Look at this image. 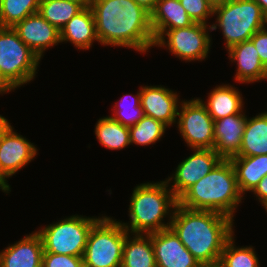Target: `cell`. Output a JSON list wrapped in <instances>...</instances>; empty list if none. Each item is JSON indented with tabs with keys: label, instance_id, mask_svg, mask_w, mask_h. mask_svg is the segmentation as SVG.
I'll return each instance as SVG.
<instances>
[{
	"label": "cell",
	"instance_id": "2",
	"mask_svg": "<svg viewBox=\"0 0 267 267\" xmlns=\"http://www.w3.org/2000/svg\"><path fill=\"white\" fill-rule=\"evenodd\" d=\"M170 228L200 265L220 261L226 242L234 236L233 219L213 211L177 204Z\"/></svg>",
	"mask_w": 267,
	"mask_h": 267
},
{
	"label": "cell",
	"instance_id": "28",
	"mask_svg": "<svg viewBox=\"0 0 267 267\" xmlns=\"http://www.w3.org/2000/svg\"><path fill=\"white\" fill-rule=\"evenodd\" d=\"M167 127L163 122L144 115L134 126L129 127L130 143L143 146L154 144L164 135Z\"/></svg>",
	"mask_w": 267,
	"mask_h": 267
},
{
	"label": "cell",
	"instance_id": "36",
	"mask_svg": "<svg viewBox=\"0 0 267 267\" xmlns=\"http://www.w3.org/2000/svg\"><path fill=\"white\" fill-rule=\"evenodd\" d=\"M11 124L8 122V120L0 115V140L3 136V134L9 129Z\"/></svg>",
	"mask_w": 267,
	"mask_h": 267
},
{
	"label": "cell",
	"instance_id": "20",
	"mask_svg": "<svg viewBox=\"0 0 267 267\" xmlns=\"http://www.w3.org/2000/svg\"><path fill=\"white\" fill-rule=\"evenodd\" d=\"M150 23L156 38L164 30L188 27L194 21L179 0H159L150 13Z\"/></svg>",
	"mask_w": 267,
	"mask_h": 267
},
{
	"label": "cell",
	"instance_id": "27",
	"mask_svg": "<svg viewBox=\"0 0 267 267\" xmlns=\"http://www.w3.org/2000/svg\"><path fill=\"white\" fill-rule=\"evenodd\" d=\"M41 0H0V27H14L38 12Z\"/></svg>",
	"mask_w": 267,
	"mask_h": 267
},
{
	"label": "cell",
	"instance_id": "1",
	"mask_svg": "<svg viewBox=\"0 0 267 267\" xmlns=\"http://www.w3.org/2000/svg\"><path fill=\"white\" fill-rule=\"evenodd\" d=\"M96 34L101 45L145 53L155 46L150 13L134 0H92Z\"/></svg>",
	"mask_w": 267,
	"mask_h": 267
},
{
	"label": "cell",
	"instance_id": "22",
	"mask_svg": "<svg viewBox=\"0 0 267 267\" xmlns=\"http://www.w3.org/2000/svg\"><path fill=\"white\" fill-rule=\"evenodd\" d=\"M232 163L240 193L253 191L267 175V155L232 157Z\"/></svg>",
	"mask_w": 267,
	"mask_h": 267
},
{
	"label": "cell",
	"instance_id": "13",
	"mask_svg": "<svg viewBox=\"0 0 267 267\" xmlns=\"http://www.w3.org/2000/svg\"><path fill=\"white\" fill-rule=\"evenodd\" d=\"M149 235L157 267H200L199 262L171 228Z\"/></svg>",
	"mask_w": 267,
	"mask_h": 267
},
{
	"label": "cell",
	"instance_id": "18",
	"mask_svg": "<svg viewBox=\"0 0 267 267\" xmlns=\"http://www.w3.org/2000/svg\"><path fill=\"white\" fill-rule=\"evenodd\" d=\"M231 62H237L235 80L254 83L267 79V69L260 61L258 52L251 40L236 44L228 49Z\"/></svg>",
	"mask_w": 267,
	"mask_h": 267
},
{
	"label": "cell",
	"instance_id": "43",
	"mask_svg": "<svg viewBox=\"0 0 267 267\" xmlns=\"http://www.w3.org/2000/svg\"><path fill=\"white\" fill-rule=\"evenodd\" d=\"M263 206H264V208H265V210L267 212V202Z\"/></svg>",
	"mask_w": 267,
	"mask_h": 267
},
{
	"label": "cell",
	"instance_id": "37",
	"mask_svg": "<svg viewBox=\"0 0 267 267\" xmlns=\"http://www.w3.org/2000/svg\"><path fill=\"white\" fill-rule=\"evenodd\" d=\"M209 5L214 9L218 6L224 5L229 0H206Z\"/></svg>",
	"mask_w": 267,
	"mask_h": 267
},
{
	"label": "cell",
	"instance_id": "15",
	"mask_svg": "<svg viewBox=\"0 0 267 267\" xmlns=\"http://www.w3.org/2000/svg\"><path fill=\"white\" fill-rule=\"evenodd\" d=\"M178 94L163 86H142L140 104L143 114L171 126L177 120Z\"/></svg>",
	"mask_w": 267,
	"mask_h": 267
},
{
	"label": "cell",
	"instance_id": "16",
	"mask_svg": "<svg viewBox=\"0 0 267 267\" xmlns=\"http://www.w3.org/2000/svg\"><path fill=\"white\" fill-rule=\"evenodd\" d=\"M246 119L244 113H238L214 120L213 150L222 159H230L239 153Z\"/></svg>",
	"mask_w": 267,
	"mask_h": 267
},
{
	"label": "cell",
	"instance_id": "23",
	"mask_svg": "<svg viewBox=\"0 0 267 267\" xmlns=\"http://www.w3.org/2000/svg\"><path fill=\"white\" fill-rule=\"evenodd\" d=\"M267 155V112L246 119L241 148L234 157Z\"/></svg>",
	"mask_w": 267,
	"mask_h": 267
},
{
	"label": "cell",
	"instance_id": "4",
	"mask_svg": "<svg viewBox=\"0 0 267 267\" xmlns=\"http://www.w3.org/2000/svg\"><path fill=\"white\" fill-rule=\"evenodd\" d=\"M168 187L165 180L142 183L134 188L129 205L130 224L121 223L128 233L150 234L170 228L178 199ZM166 214H170V221L165 224L162 221Z\"/></svg>",
	"mask_w": 267,
	"mask_h": 267
},
{
	"label": "cell",
	"instance_id": "34",
	"mask_svg": "<svg viewBox=\"0 0 267 267\" xmlns=\"http://www.w3.org/2000/svg\"><path fill=\"white\" fill-rule=\"evenodd\" d=\"M252 192L257 196L262 206L267 202V175L258 183Z\"/></svg>",
	"mask_w": 267,
	"mask_h": 267
},
{
	"label": "cell",
	"instance_id": "19",
	"mask_svg": "<svg viewBox=\"0 0 267 267\" xmlns=\"http://www.w3.org/2000/svg\"><path fill=\"white\" fill-rule=\"evenodd\" d=\"M95 40L99 42L90 6L83 8L60 30V42L69 41L78 49H90Z\"/></svg>",
	"mask_w": 267,
	"mask_h": 267
},
{
	"label": "cell",
	"instance_id": "39",
	"mask_svg": "<svg viewBox=\"0 0 267 267\" xmlns=\"http://www.w3.org/2000/svg\"><path fill=\"white\" fill-rule=\"evenodd\" d=\"M80 4L83 8L90 6L92 0H68Z\"/></svg>",
	"mask_w": 267,
	"mask_h": 267
},
{
	"label": "cell",
	"instance_id": "3",
	"mask_svg": "<svg viewBox=\"0 0 267 267\" xmlns=\"http://www.w3.org/2000/svg\"><path fill=\"white\" fill-rule=\"evenodd\" d=\"M242 198L232 163L229 159H222L178 199V204L187 209L217 212L233 219L234 210Z\"/></svg>",
	"mask_w": 267,
	"mask_h": 267
},
{
	"label": "cell",
	"instance_id": "33",
	"mask_svg": "<svg viewBox=\"0 0 267 267\" xmlns=\"http://www.w3.org/2000/svg\"><path fill=\"white\" fill-rule=\"evenodd\" d=\"M267 26L257 31L250 40L253 42L258 55L260 57V61L267 69Z\"/></svg>",
	"mask_w": 267,
	"mask_h": 267
},
{
	"label": "cell",
	"instance_id": "42",
	"mask_svg": "<svg viewBox=\"0 0 267 267\" xmlns=\"http://www.w3.org/2000/svg\"><path fill=\"white\" fill-rule=\"evenodd\" d=\"M10 90L3 84V82L0 80V93H6L9 92Z\"/></svg>",
	"mask_w": 267,
	"mask_h": 267
},
{
	"label": "cell",
	"instance_id": "11",
	"mask_svg": "<svg viewBox=\"0 0 267 267\" xmlns=\"http://www.w3.org/2000/svg\"><path fill=\"white\" fill-rule=\"evenodd\" d=\"M193 150L195 152L192 155L178 164L174 176L166 180L170 183L172 178L174 179L170 189L177 199L210 173L222 160L213 149Z\"/></svg>",
	"mask_w": 267,
	"mask_h": 267
},
{
	"label": "cell",
	"instance_id": "31",
	"mask_svg": "<svg viewBox=\"0 0 267 267\" xmlns=\"http://www.w3.org/2000/svg\"><path fill=\"white\" fill-rule=\"evenodd\" d=\"M188 16L196 23L206 24L214 9L206 0H179Z\"/></svg>",
	"mask_w": 267,
	"mask_h": 267
},
{
	"label": "cell",
	"instance_id": "25",
	"mask_svg": "<svg viewBox=\"0 0 267 267\" xmlns=\"http://www.w3.org/2000/svg\"><path fill=\"white\" fill-rule=\"evenodd\" d=\"M95 134L101 145L108 149L119 150L131 145L129 127L123 126L109 116L98 120Z\"/></svg>",
	"mask_w": 267,
	"mask_h": 267
},
{
	"label": "cell",
	"instance_id": "10",
	"mask_svg": "<svg viewBox=\"0 0 267 267\" xmlns=\"http://www.w3.org/2000/svg\"><path fill=\"white\" fill-rule=\"evenodd\" d=\"M178 128L182 138L192 149L214 148V120L199 98L181 101Z\"/></svg>",
	"mask_w": 267,
	"mask_h": 267
},
{
	"label": "cell",
	"instance_id": "12",
	"mask_svg": "<svg viewBox=\"0 0 267 267\" xmlns=\"http://www.w3.org/2000/svg\"><path fill=\"white\" fill-rule=\"evenodd\" d=\"M37 151L33 143L14 132L10 126L0 140V179L9 186L5 178L11 177L34 160Z\"/></svg>",
	"mask_w": 267,
	"mask_h": 267
},
{
	"label": "cell",
	"instance_id": "38",
	"mask_svg": "<svg viewBox=\"0 0 267 267\" xmlns=\"http://www.w3.org/2000/svg\"><path fill=\"white\" fill-rule=\"evenodd\" d=\"M262 9V12L267 16V0H254Z\"/></svg>",
	"mask_w": 267,
	"mask_h": 267
},
{
	"label": "cell",
	"instance_id": "41",
	"mask_svg": "<svg viewBox=\"0 0 267 267\" xmlns=\"http://www.w3.org/2000/svg\"><path fill=\"white\" fill-rule=\"evenodd\" d=\"M0 189H2V191L6 193L11 191L10 186L6 185L1 179H0Z\"/></svg>",
	"mask_w": 267,
	"mask_h": 267
},
{
	"label": "cell",
	"instance_id": "24",
	"mask_svg": "<svg viewBox=\"0 0 267 267\" xmlns=\"http://www.w3.org/2000/svg\"><path fill=\"white\" fill-rule=\"evenodd\" d=\"M132 235L128 234L124 241L121 267H157L151 236Z\"/></svg>",
	"mask_w": 267,
	"mask_h": 267
},
{
	"label": "cell",
	"instance_id": "32",
	"mask_svg": "<svg viewBox=\"0 0 267 267\" xmlns=\"http://www.w3.org/2000/svg\"><path fill=\"white\" fill-rule=\"evenodd\" d=\"M42 267H84V263L82 257L43 253Z\"/></svg>",
	"mask_w": 267,
	"mask_h": 267
},
{
	"label": "cell",
	"instance_id": "21",
	"mask_svg": "<svg viewBox=\"0 0 267 267\" xmlns=\"http://www.w3.org/2000/svg\"><path fill=\"white\" fill-rule=\"evenodd\" d=\"M241 93L232 85H220L213 89L207 103L199 99L206 107L213 120L243 112V98Z\"/></svg>",
	"mask_w": 267,
	"mask_h": 267
},
{
	"label": "cell",
	"instance_id": "6",
	"mask_svg": "<svg viewBox=\"0 0 267 267\" xmlns=\"http://www.w3.org/2000/svg\"><path fill=\"white\" fill-rule=\"evenodd\" d=\"M39 61L12 27H0V80L10 91L34 79Z\"/></svg>",
	"mask_w": 267,
	"mask_h": 267
},
{
	"label": "cell",
	"instance_id": "35",
	"mask_svg": "<svg viewBox=\"0 0 267 267\" xmlns=\"http://www.w3.org/2000/svg\"><path fill=\"white\" fill-rule=\"evenodd\" d=\"M138 5L142 6L146 11L151 13L159 0H134Z\"/></svg>",
	"mask_w": 267,
	"mask_h": 267
},
{
	"label": "cell",
	"instance_id": "14",
	"mask_svg": "<svg viewBox=\"0 0 267 267\" xmlns=\"http://www.w3.org/2000/svg\"><path fill=\"white\" fill-rule=\"evenodd\" d=\"M19 38L40 58L48 47L60 42V30L38 12L29 15L12 27Z\"/></svg>",
	"mask_w": 267,
	"mask_h": 267
},
{
	"label": "cell",
	"instance_id": "30",
	"mask_svg": "<svg viewBox=\"0 0 267 267\" xmlns=\"http://www.w3.org/2000/svg\"><path fill=\"white\" fill-rule=\"evenodd\" d=\"M132 99V101H128ZM141 88L136 96L126 94L120 99L119 103L114 105L116 109H113L114 113L111 117L114 121L120 122L123 126H134L144 116L143 109L140 104ZM125 102V103H124Z\"/></svg>",
	"mask_w": 267,
	"mask_h": 267
},
{
	"label": "cell",
	"instance_id": "17",
	"mask_svg": "<svg viewBox=\"0 0 267 267\" xmlns=\"http://www.w3.org/2000/svg\"><path fill=\"white\" fill-rule=\"evenodd\" d=\"M43 244L33 232L0 252V267H42Z\"/></svg>",
	"mask_w": 267,
	"mask_h": 267
},
{
	"label": "cell",
	"instance_id": "5",
	"mask_svg": "<svg viewBox=\"0 0 267 267\" xmlns=\"http://www.w3.org/2000/svg\"><path fill=\"white\" fill-rule=\"evenodd\" d=\"M217 15L211 29L221 28L226 40V49L250 40L260 29L267 25V16L254 0H229L224 5L214 8Z\"/></svg>",
	"mask_w": 267,
	"mask_h": 267
},
{
	"label": "cell",
	"instance_id": "9",
	"mask_svg": "<svg viewBox=\"0 0 267 267\" xmlns=\"http://www.w3.org/2000/svg\"><path fill=\"white\" fill-rule=\"evenodd\" d=\"M208 30L212 31L211 25L196 22L188 27L164 30L155 38L154 45L168 47L174 56L184 61H202L208 56L211 45Z\"/></svg>",
	"mask_w": 267,
	"mask_h": 267
},
{
	"label": "cell",
	"instance_id": "29",
	"mask_svg": "<svg viewBox=\"0 0 267 267\" xmlns=\"http://www.w3.org/2000/svg\"><path fill=\"white\" fill-rule=\"evenodd\" d=\"M258 260L253 247H236L233 236L226 242L220 257L225 267H259Z\"/></svg>",
	"mask_w": 267,
	"mask_h": 267
},
{
	"label": "cell",
	"instance_id": "7",
	"mask_svg": "<svg viewBox=\"0 0 267 267\" xmlns=\"http://www.w3.org/2000/svg\"><path fill=\"white\" fill-rule=\"evenodd\" d=\"M128 234L121 221L100 217L88 235L82 257L84 267H121L123 244Z\"/></svg>",
	"mask_w": 267,
	"mask_h": 267
},
{
	"label": "cell",
	"instance_id": "8",
	"mask_svg": "<svg viewBox=\"0 0 267 267\" xmlns=\"http://www.w3.org/2000/svg\"><path fill=\"white\" fill-rule=\"evenodd\" d=\"M99 219L72 215L36 231L44 253L83 257L89 232Z\"/></svg>",
	"mask_w": 267,
	"mask_h": 267
},
{
	"label": "cell",
	"instance_id": "26",
	"mask_svg": "<svg viewBox=\"0 0 267 267\" xmlns=\"http://www.w3.org/2000/svg\"><path fill=\"white\" fill-rule=\"evenodd\" d=\"M83 7L68 0H41L38 13L58 30L61 28Z\"/></svg>",
	"mask_w": 267,
	"mask_h": 267
},
{
	"label": "cell",
	"instance_id": "40",
	"mask_svg": "<svg viewBox=\"0 0 267 267\" xmlns=\"http://www.w3.org/2000/svg\"><path fill=\"white\" fill-rule=\"evenodd\" d=\"M200 267H225L220 261L202 264Z\"/></svg>",
	"mask_w": 267,
	"mask_h": 267
}]
</instances>
